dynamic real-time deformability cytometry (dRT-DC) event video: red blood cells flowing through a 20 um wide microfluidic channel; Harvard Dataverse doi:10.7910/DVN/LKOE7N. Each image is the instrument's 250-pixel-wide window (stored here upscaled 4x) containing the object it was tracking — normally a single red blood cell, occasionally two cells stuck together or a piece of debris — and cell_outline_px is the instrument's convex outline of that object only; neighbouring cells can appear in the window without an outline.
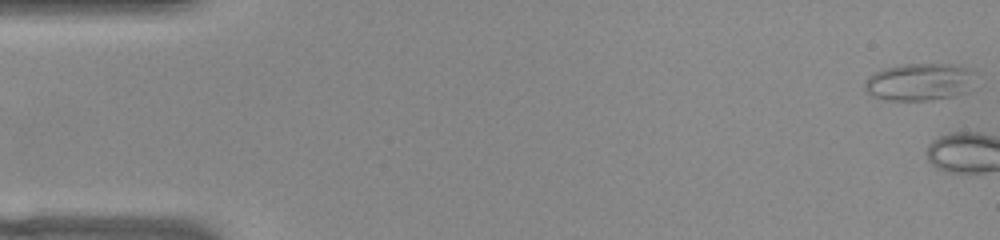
{"species": "common noctule bat (a hibernating species)", "species_latin": "Nyctalus noctula", "temperature_condition": "warm", "stored_images_in_passage": 4, "camera_frame_rate_fps": 3000, "um_per_image_px": 0.085, "animal": {"sex": "female", "body_mass_g": 22.0, "forearm_length_mm": 56.7}, "frame": {"image": 1, "passage_image": 1, "time_ms": 0.0, "image_size_px": [1000, 240], "cell_outline_px": [[964, 92], [952, 96], [932, 100], [888, 100], [872, 96], [868, 92], [864, 84], [864, 80], [868, 76], [884, 68], [900, 64], [948, 64], [964, 68]], "centroid_in_image_um": [77.88, 6.98], "position_along_channel_um": 7.1, "area_um2": 22.66}}